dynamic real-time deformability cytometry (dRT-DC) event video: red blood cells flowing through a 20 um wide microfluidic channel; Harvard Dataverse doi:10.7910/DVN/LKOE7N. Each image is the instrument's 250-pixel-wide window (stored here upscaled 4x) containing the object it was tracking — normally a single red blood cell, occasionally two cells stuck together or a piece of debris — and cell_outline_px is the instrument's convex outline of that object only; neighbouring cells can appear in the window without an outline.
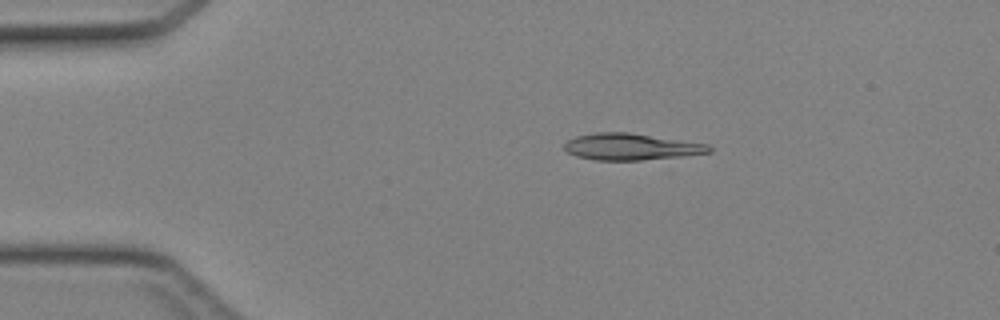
{"species": "Egyptian fruit bat (a non-hibernating species)", "species_latin": "Rousettus aegyptiacus", "temperature_condition": "cold", "stored_images_in_passage": 44, "camera_frame_rate_fps": 3000, "um_per_image_px": 0.085, "animal": {"sex": "female"}, "frame": {"image": 1, "passage_image": 8, "time_ms": 2.333, "image_size_px": [1000, 320], "cell_outline_px": [[712, 152], [680, 156], [640, 160], [596, 160], [576, 156], [568, 152], [564, 148], [564, 144], [568, 140], [576, 136], [596, 132], [628, 132], [708, 144], [712, 148]], "centroid_in_image_um": [53.62, 12.47], "position_along_channel_um": 31.4, "area_um2": 22.25}}
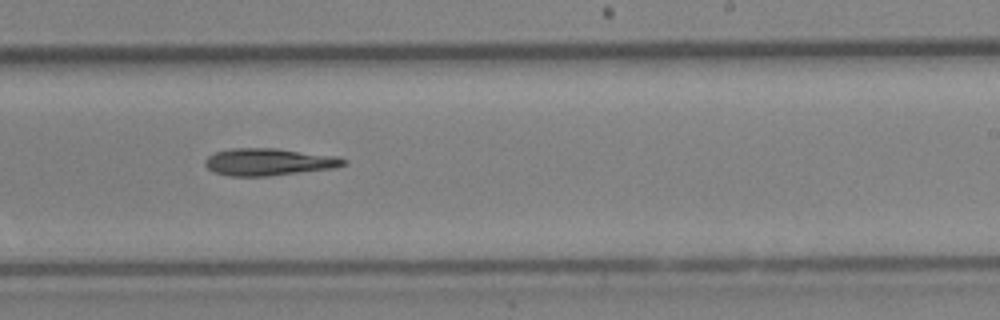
{"frame": {"image": 2, "passage_image": 27, "time_ms": 8.667, "image_size_px": [1000, 320], "cell_outline_px": [[348, 164], [336, 168], [268, 176], [228, 176], [212, 172], [204, 164], [204, 160], [208, 156], [216, 152], [232, 148], [276, 148], [336, 156], [348, 160]], "centroid_in_image_um": [22.86, 13.77], "position_along_channel_um": 266.1, "area_um2": 22.14}}
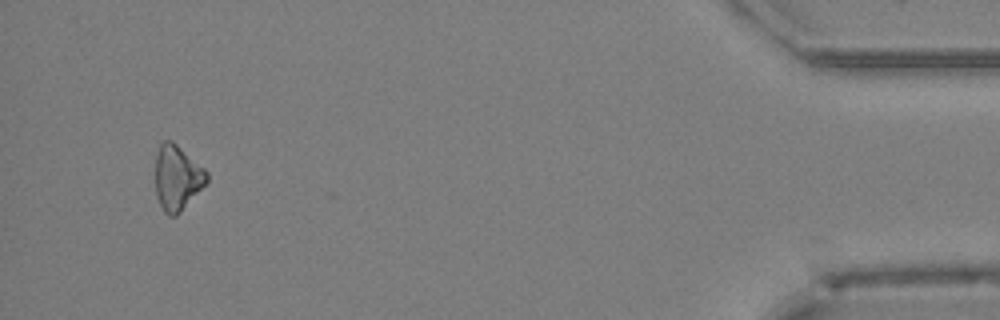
{"frame": {"image": 3, "passage_image": 42, "time_ms": 13.667, "image_size_px": [1000, 320], "cell_outline_px": [[208, 184], [176, 216], [168, 216], [164, 212], [156, 196], [156, 152], [160, 144], [164, 140], [172, 140], [204, 168], [208, 172]], "centroid_in_image_um": [15.08, 15.12], "position_along_channel_um": 420.1, "area_um2": 19.71}}